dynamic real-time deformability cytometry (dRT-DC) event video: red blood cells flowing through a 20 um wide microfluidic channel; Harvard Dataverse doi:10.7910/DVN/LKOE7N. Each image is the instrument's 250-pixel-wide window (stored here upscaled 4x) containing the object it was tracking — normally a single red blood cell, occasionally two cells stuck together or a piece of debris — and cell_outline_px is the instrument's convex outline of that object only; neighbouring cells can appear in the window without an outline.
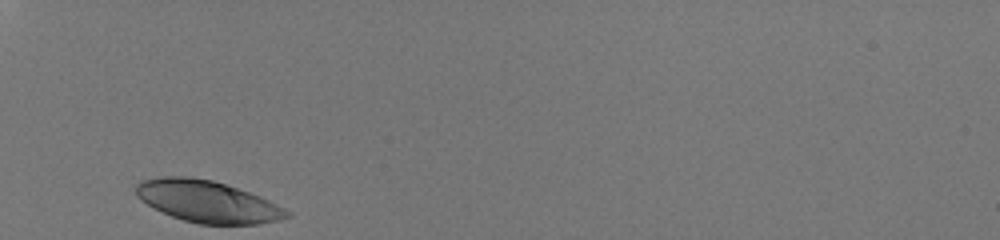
{"species": "human", "species_latin": "Homo sapiens", "temperature_condition": "room temperature", "stored_images_in_passage": 27, "camera_frame_rate_fps": 3000, "um_per_image_px": 0.085, "donor": {"sex": "male"}, "frame": {"image": 1, "passage_image": 1, "time_ms": 0.0, "image_size_px": [1000, 240], "cell_outline_px": [[292, 216], [280, 220], [256, 224], [200, 224], [184, 220], [172, 216], [152, 208], [140, 200], [136, 196], [136, 184], [140, 180], [160, 176], [188, 176], [212, 180], [260, 196], [292, 212]], "centroid_in_image_um": [17.6, 17.12], "position_along_channel_um": 67.4, "area_um2": 36.82}}
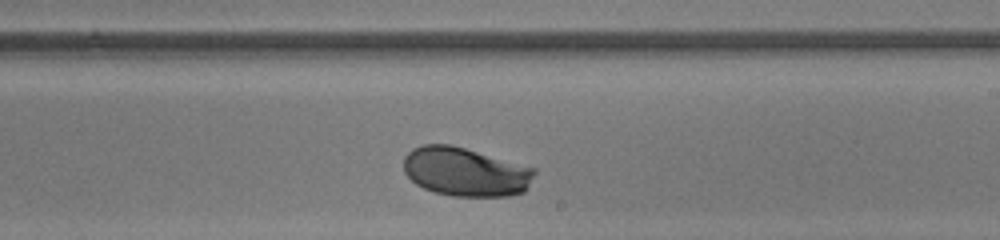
{"frame": {"image": 2, "passage_image": 16, "time_ms": 5.0, "image_size_px": [1000, 240], "cell_outline_px": [[536, 172], [524, 192], [508, 196], [452, 196], [436, 192], [424, 188], [416, 184], [404, 172], [404, 156], [412, 148], [424, 144], [448, 144], [464, 148], [536, 168]], "centroid_in_image_um": [39.55, 14.6], "position_along_channel_um": 249.4, "area_um2": 37.11}}
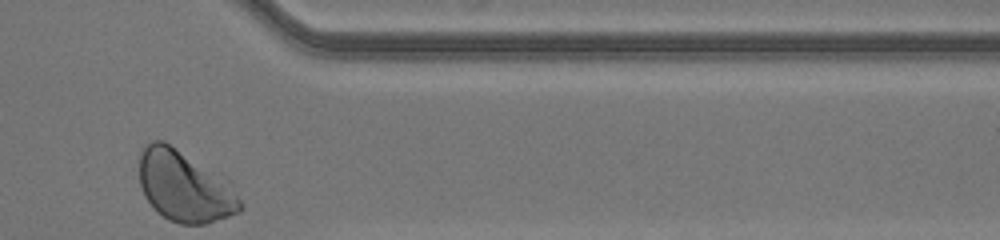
{"frame": {"image": 3, "passage_image": 27, "time_ms": 8.667, "image_size_px": [1000, 240], "cell_outline_px": [[244, 208], [240, 212], [204, 224], [180, 224], [168, 220], [144, 196], [140, 184], [140, 148], [144, 144], [152, 140], [164, 140], [232, 180], [244, 204]], "centroid_in_image_um": [15.76, 15.81], "position_along_channel_um": 395.6, "area_um2": 42.6}, "authors_computed_cell_mechanics": {"area_um2": 37.281, "velocity_mm_per_s": 4.0446, "shape_relaxation_time_tau1_ms": 2.0388, "shape_relaxation_time_tau2_ms": null, "deformation_change_tau1": 0.1358, "deformation_change_tau2": null}}